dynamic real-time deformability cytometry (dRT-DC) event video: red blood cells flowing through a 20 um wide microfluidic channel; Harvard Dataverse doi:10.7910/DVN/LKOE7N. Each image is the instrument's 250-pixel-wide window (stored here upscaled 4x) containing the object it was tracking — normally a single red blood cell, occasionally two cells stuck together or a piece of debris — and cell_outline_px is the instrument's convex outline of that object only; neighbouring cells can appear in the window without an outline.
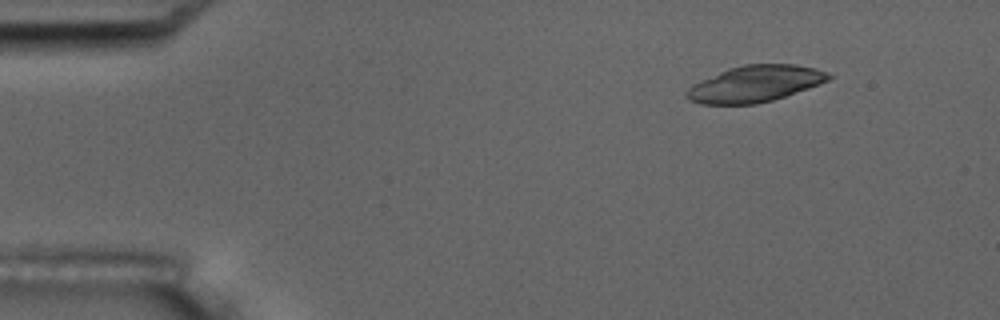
{"species": "common noctule bat (a hibernating species)", "species_latin": "Nyctalus noctula", "temperature_condition": "room temperature", "stored_images_in_passage": 4, "camera_frame_rate_fps": 3000, "um_per_image_px": 0.085, "animal": {"sex": "male", "body_mass_g": 17.5, "forearm_length_mm": 52.3}, "frame": {"image": 1, "passage_image": 2, "time_ms": 1.0, "image_size_px": [1000, 320], "cell_outline_px": [[836, 76], [820, 84], [772, 100], [756, 104], [700, 104], [684, 96], [684, 92], [692, 84], [700, 80], [728, 68], [744, 64], [796, 64], [816, 68], [828, 72]], "centroid_in_image_um": [64.19, 7.11], "position_along_channel_um": 20.8, "area_um2": 30.23}}